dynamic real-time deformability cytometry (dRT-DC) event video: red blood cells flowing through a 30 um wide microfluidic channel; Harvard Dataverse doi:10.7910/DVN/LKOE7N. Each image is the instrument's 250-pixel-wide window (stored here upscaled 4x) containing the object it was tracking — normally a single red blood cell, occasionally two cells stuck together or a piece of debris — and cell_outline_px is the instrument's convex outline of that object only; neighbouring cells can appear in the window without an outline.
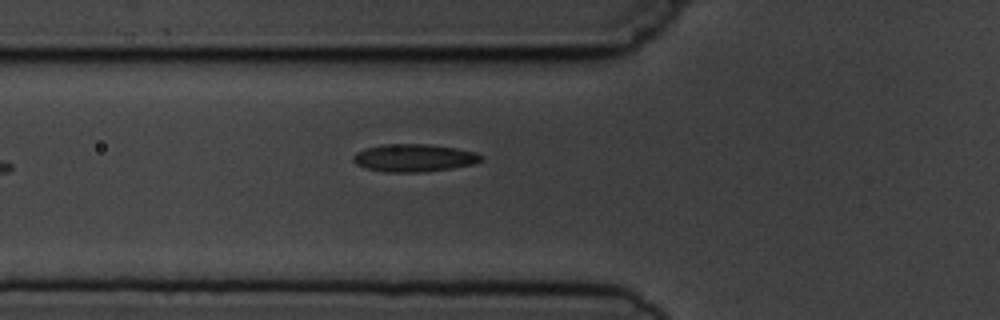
{"species": "common noctule bat (a hibernating species)", "species_latin": "Nyctalus noctula", "temperature_condition": "cold", "stored_images_in_passage": 3, "camera_frame_rate_fps": 3000, "um_per_image_px": 0.085, "animal": {"sex": "male", "body_mass_g": 19.5, "forearm_length_mm": 54.6}, "frame": {"image": 1, "passage_image": 3, "time_ms": 2.333, "image_size_px": [1000, 320], "cell_outline_px": [[484, 156], [480, 160], [472, 164], [452, 168], [420, 172], [388, 172], [364, 168], [356, 164], [352, 160], [352, 156], [356, 152], [364, 148], [384, 144], [428, 144], [456, 148], [476, 152]], "centroid_in_image_um": [35.15, 13.41], "position_along_channel_um": 90.7, "area_um2": 20.63}}